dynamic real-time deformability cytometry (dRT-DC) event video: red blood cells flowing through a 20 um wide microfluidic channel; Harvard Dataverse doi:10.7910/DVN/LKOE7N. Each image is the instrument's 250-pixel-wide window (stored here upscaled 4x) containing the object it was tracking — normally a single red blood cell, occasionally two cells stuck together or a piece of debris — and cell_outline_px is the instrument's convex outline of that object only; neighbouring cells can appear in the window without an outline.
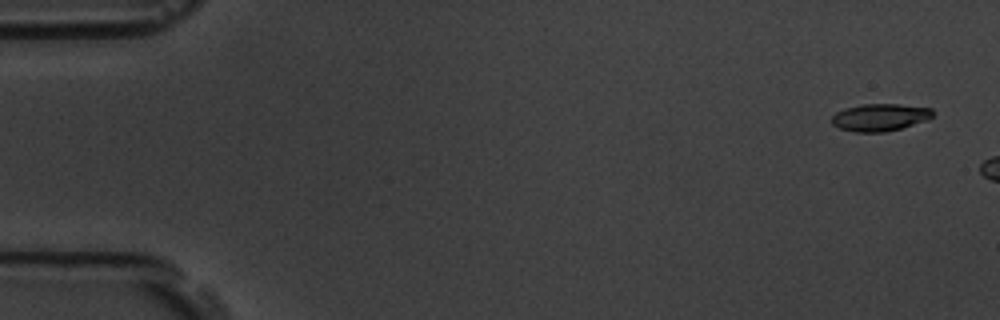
{"species": "common noctule bat (a hibernating species)", "species_latin": "Nyctalus noctula", "temperature_condition": "room temperature", "stored_images_in_passage": 3, "camera_frame_rate_fps": 3000, "um_per_image_px": 0.085, "animal": {"sex": "male", "body_mass_g": 19.5, "forearm_length_mm": 54.6}, "frame": {"image": 1, "passage_image": 1, "time_ms": 0.0, "image_size_px": [1000, 320], "cell_outline_px": [[936, 112], [928, 120], [900, 128], [884, 132], [856, 132], [840, 128], [832, 124], [832, 116], [836, 112], [844, 108], [864, 104], [900, 104], [932, 108]], "centroid_in_image_um": [74.82, 9.96], "position_along_channel_um": 10.2, "area_um2": 16.13}}